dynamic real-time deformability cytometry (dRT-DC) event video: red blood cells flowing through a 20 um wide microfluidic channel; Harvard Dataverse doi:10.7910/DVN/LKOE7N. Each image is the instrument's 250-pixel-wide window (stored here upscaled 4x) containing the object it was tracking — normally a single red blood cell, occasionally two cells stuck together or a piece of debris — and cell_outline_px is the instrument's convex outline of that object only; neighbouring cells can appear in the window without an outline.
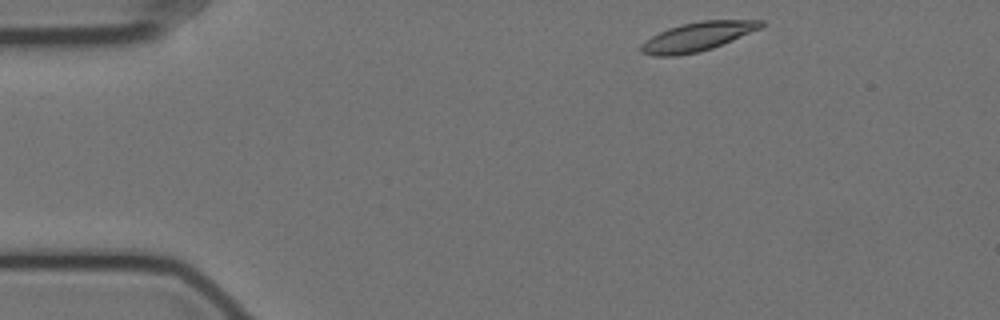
{"species": "Egyptian fruit bat (a non-hibernating species)", "species_latin": "Rousettus aegyptiacus", "temperature_condition": "cold", "stored_images_in_passage": 35, "camera_frame_rate_fps": 3000, "um_per_image_px": 0.085, "animal": {"sex": "female"}, "frame": {"image": 1, "passage_image": 1, "time_ms": 0.0, "image_size_px": [1000, 320], "cell_outline_px": [[764, 24], [760, 28], [732, 40], [712, 48], [700, 52], [676, 56], [652, 56], [640, 52], [640, 44], [652, 36], [668, 28], [680, 24], [700, 20], [764, 20]], "centroid_in_image_um": [59.24, 3.12], "position_along_channel_um": 25.8, "area_um2": 20.23}}
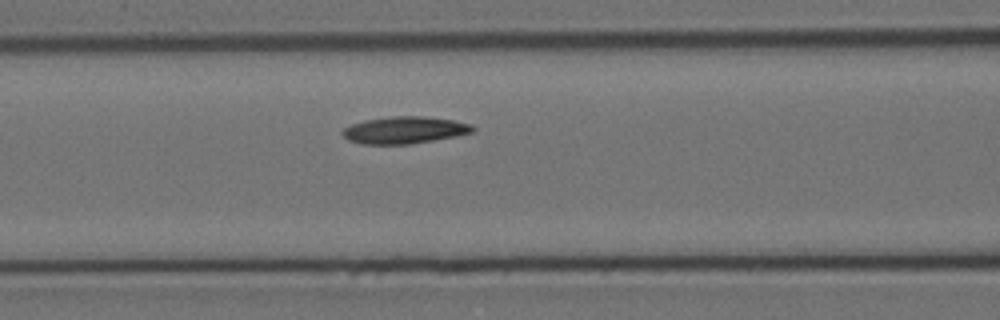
{"frame": {"image": 2, "passage_image": 16, "time_ms": 5.0, "image_size_px": [1000, 320], "cell_outline_px": [[476, 128], [472, 132], [456, 136], [412, 144], [360, 144], [348, 140], [340, 132], [344, 128], [352, 124], [364, 120], [392, 116], [424, 116], [452, 120], [472, 124]], "centroid_in_image_um": [34.38, 11.06], "position_along_channel_um": 132.2, "area_um2": 20.58}}
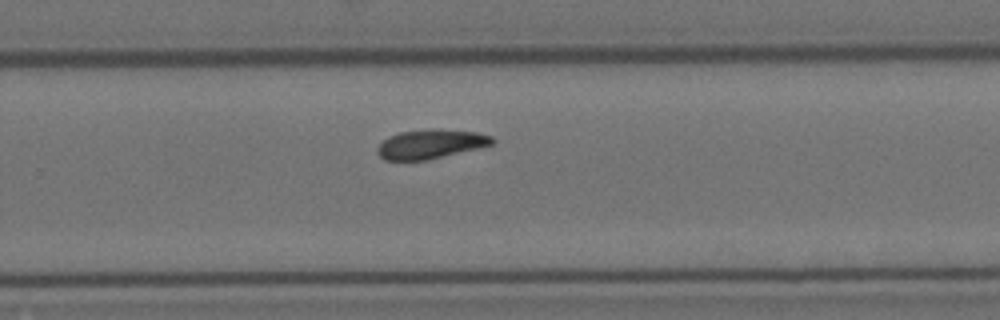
{"frame": {"image": 3, "passage_image": 30, "time_ms": 9.667, "image_size_px": [1000, 320], "cell_outline_px": [[496, 140], [492, 144], [480, 148], [428, 160], [384, 160], [376, 152], [376, 148], [388, 136], [400, 132], [428, 128], [432, 128], [476, 132], [492, 136]], "centroid_in_image_um": [36.61, 12.24], "position_along_channel_um": 293.2, "area_um2": 19.77}}